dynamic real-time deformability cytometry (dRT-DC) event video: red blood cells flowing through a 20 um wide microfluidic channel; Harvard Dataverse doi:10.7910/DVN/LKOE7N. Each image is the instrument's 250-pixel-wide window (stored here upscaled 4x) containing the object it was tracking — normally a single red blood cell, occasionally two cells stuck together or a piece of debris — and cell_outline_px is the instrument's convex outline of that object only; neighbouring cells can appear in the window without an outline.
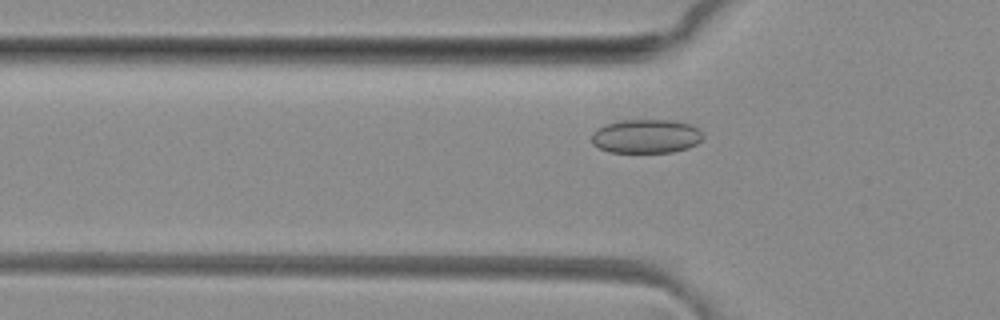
{"species": "common noctule bat (a hibernating species)", "species_latin": "Nyctalus noctula", "temperature_condition": "room temperature", "stored_images_in_passage": 31, "camera_frame_rate_fps": 3000, "um_per_image_px": 0.085, "animal": {"sex": "female", "body_mass_g": 29.2, "forearm_length_mm": 56.3}, "frame": {"image": 1, "passage_image": 6, "time_ms": 1.667, "image_size_px": [1000, 320], "cell_outline_px": [[704, 136], [696, 144], [688, 148], [672, 152], [608, 152], [592, 144], [592, 132], [596, 128], [608, 124], [624, 120], [676, 120], [692, 124], [700, 128]], "centroid_in_image_um": [54.95, 11.57], "position_along_channel_um": 70.8, "area_um2": 22.2}}
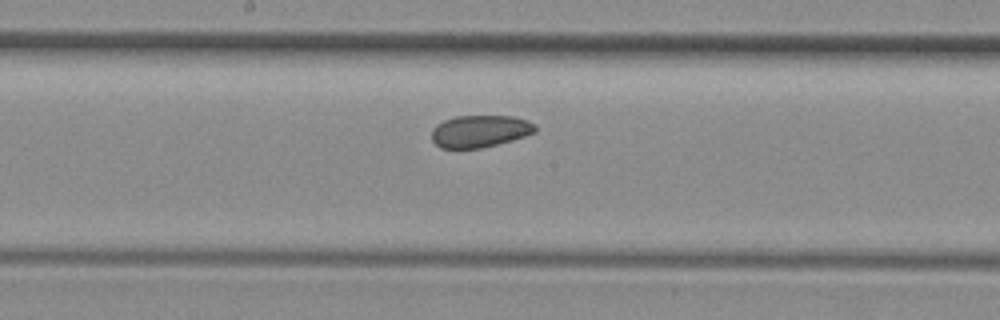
{"frame": {"image": 2, "passage_image": 16, "time_ms": 5.0, "image_size_px": [1000, 320], "cell_outline_px": [[536, 132], [512, 140], [480, 148], [440, 148], [432, 140], [432, 128], [436, 124], [444, 120], [456, 116], [512, 116], [528, 120], [536, 124]], "centroid_in_image_um": [40.79, 11.14], "position_along_channel_um": 207.4, "area_um2": 19.42}}
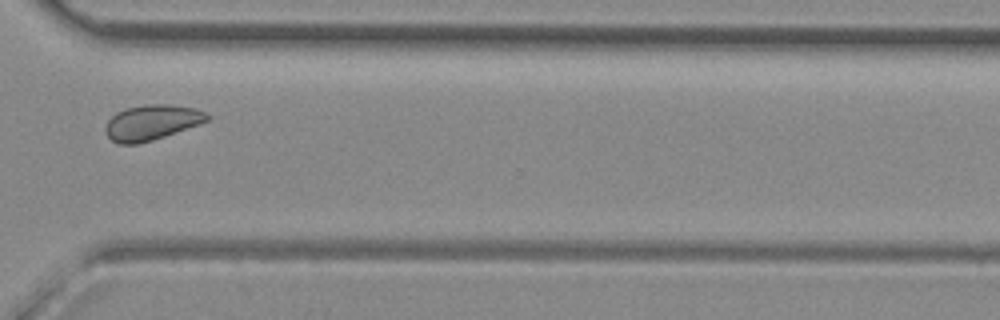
{"frame": {"image": 3, "passage_image": 27, "time_ms": 8.667, "image_size_px": [1000, 320], "cell_outline_px": [[212, 116], [208, 120], [200, 124], [152, 140], [136, 144], [120, 144], [112, 140], [104, 132], [104, 128], [108, 120], [116, 112], [128, 108], [144, 104], [172, 104], [196, 108], [208, 112]], "centroid_in_image_um": [12.92, 10.39], "position_along_channel_um": 357.7, "area_um2": 21.04}}